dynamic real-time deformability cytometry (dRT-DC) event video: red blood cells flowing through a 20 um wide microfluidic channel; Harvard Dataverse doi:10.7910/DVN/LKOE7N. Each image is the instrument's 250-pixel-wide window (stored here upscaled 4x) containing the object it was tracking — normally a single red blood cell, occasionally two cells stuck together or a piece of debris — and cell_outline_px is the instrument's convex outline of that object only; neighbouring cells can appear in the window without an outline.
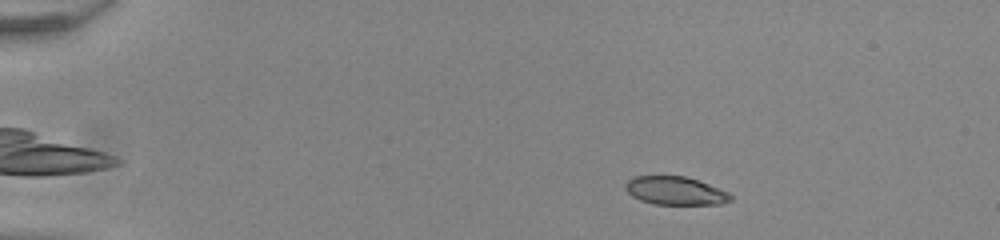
{"species": "common noctule bat (a hibernating species)", "species_latin": "Nyctalus noctula", "temperature_condition": "room temperature", "stored_images_in_passage": 52, "camera_frame_rate_fps": 3000, "um_per_image_px": 0.085, "animal": {"sex": "male", "body_mass_g": 20.0, "forearm_length_mm": 53.3}, "frame": {"image": 1, "passage_image": 8, "time_ms": 2.333, "image_size_px": [1000, 240], "cell_outline_px": [[732, 200], [720, 204], [652, 204], [640, 200], [632, 196], [624, 188], [624, 184], [632, 176], [684, 176], [708, 184], [728, 192], [732, 196]], "centroid_in_image_um": [57.36, 16.21], "position_along_channel_um": 27.6, "area_um2": 17.28}}
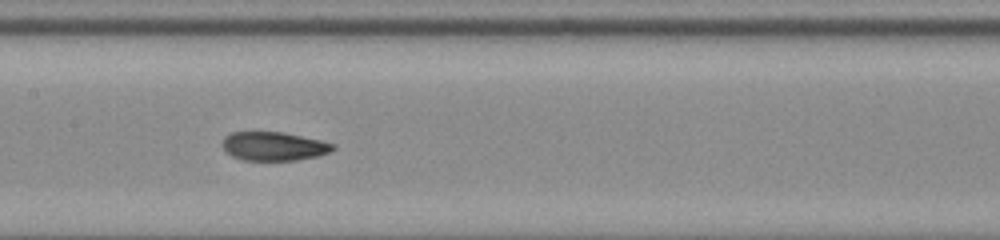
{"frame": {"image": 2, "passage_image": 27, "time_ms": 8.667, "image_size_px": [1000, 240], "cell_outline_px": [[336, 148], [320, 156], [296, 160], [244, 160], [232, 156], [224, 148], [224, 136], [232, 132], [284, 132], [320, 140], [336, 144]], "centroid_in_image_um": [23.32, 12.43], "position_along_channel_um": 184.1, "area_um2": 18.44}}
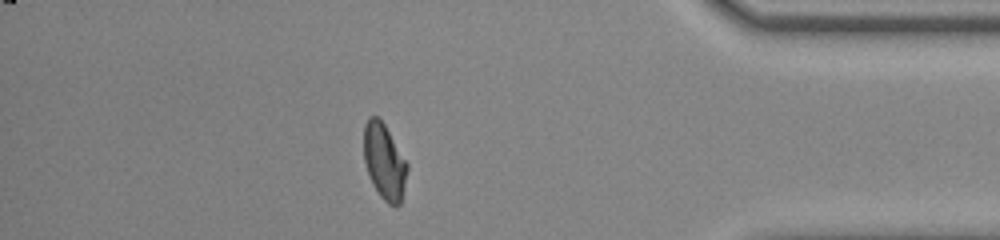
{"frame": {"image": 3, "passage_image": 46, "time_ms": 15.0, "image_size_px": [1000, 240], "cell_outline_px": [[408, 168], [400, 204], [396, 208], [388, 204], [380, 196], [372, 184], [364, 160], [364, 124], [368, 116], [376, 116], [384, 124], [408, 164]], "centroid_in_image_um": [32.66, 13.75], "position_along_channel_um": 402.5, "area_um2": 19.02}, "authors_computed_cell_mechanics": {"area_um2": 18.7272, "velocity_mm_per_s": 3.92, "shape_relaxation_time_tau1_ms": 5.7444, "shape_relaxation_time_tau2_ms": 1.0364, "deformation_change_tau1": 0.2004, "deformation_change_tau2": 0.0627}}